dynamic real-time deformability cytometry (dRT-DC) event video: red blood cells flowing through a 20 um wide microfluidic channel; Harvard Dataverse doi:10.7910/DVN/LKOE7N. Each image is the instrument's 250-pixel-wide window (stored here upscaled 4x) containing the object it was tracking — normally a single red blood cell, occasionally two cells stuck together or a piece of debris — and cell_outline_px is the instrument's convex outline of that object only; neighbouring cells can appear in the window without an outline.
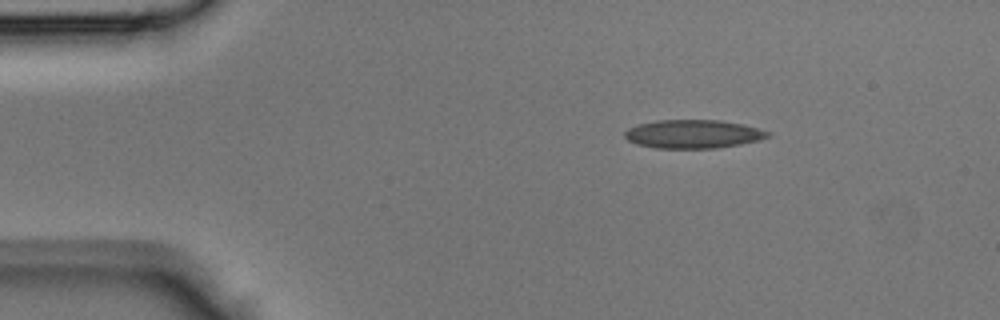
{"species": "Egyptian fruit bat (a non-hibernating species)", "species_latin": "Rousettus aegyptiacus", "temperature_condition": "room temperature", "stored_images_in_passage": 38, "camera_frame_rate_fps": 3000, "um_per_image_px": 0.085, "animal": {"sex": "male"}, "frame": {"image": 1, "passage_image": 1, "time_ms": 0.0, "image_size_px": [1000, 320], "cell_outline_px": [[772, 132], [768, 136], [756, 140], [740, 144], [716, 148], [656, 148], [636, 144], [628, 140], [624, 136], [624, 132], [628, 128], [636, 124], [656, 120], [720, 120], [740, 124]], "centroid_in_image_um": [58.85, 11.39], "position_along_channel_um": 26.2, "area_um2": 23.64}}
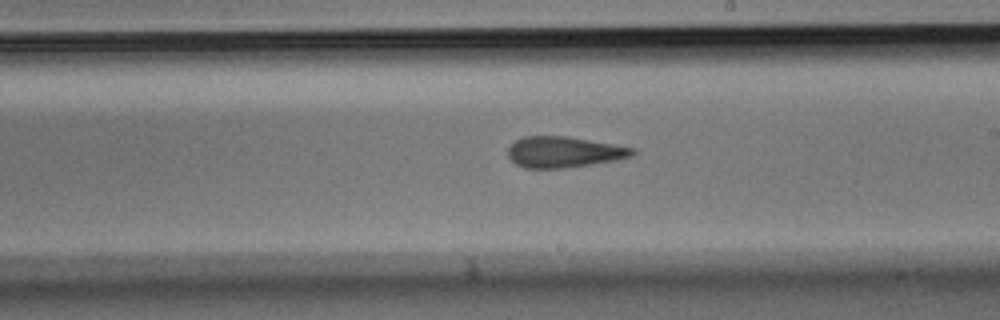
{"frame": {"image": 2, "passage_image": 19, "time_ms": 6.0, "image_size_px": [1000, 320], "cell_outline_px": [[636, 152], [632, 156], [616, 160], [592, 164], [564, 168], [524, 168], [516, 164], [508, 156], [508, 148], [516, 140], [524, 136], [568, 136], [636, 148]], "centroid_in_image_um": [47.95, 12.92], "position_along_channel_um": 241.1, "area_um2": 22.48}}
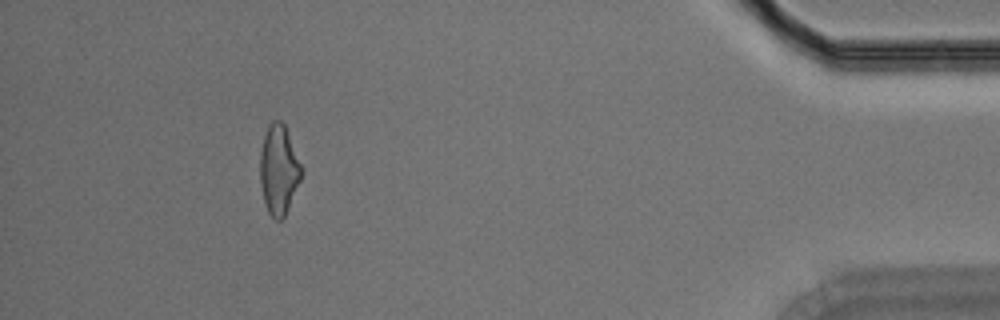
{"frame": {"image": 3, "passage_image": 34, "time_ms": 11.0, "image_size_px": [1000, 320], "cell_outline_px": [[304, 172], [284, 216], [280, 220], [276, 220], [268, 212], [264, 200], [260, 184], [260, 152], [264, 136], [268, 124], [272, 120], [280, 120], [284, 124], [304, 168]], "centroid_in_image_um": [23.71, 14.39], "position_along_channel_um": 411.5, "area_um2": 21.68}}